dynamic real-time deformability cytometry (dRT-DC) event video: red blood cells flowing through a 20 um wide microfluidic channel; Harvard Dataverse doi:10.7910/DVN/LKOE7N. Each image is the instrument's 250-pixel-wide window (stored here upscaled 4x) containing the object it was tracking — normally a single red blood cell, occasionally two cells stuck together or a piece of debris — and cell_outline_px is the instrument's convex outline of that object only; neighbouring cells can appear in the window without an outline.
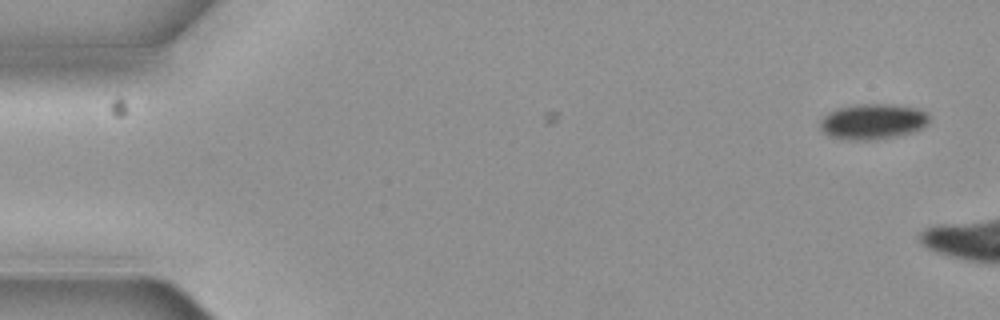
{"species": "common noctule bat (a hibernating species)", "species_latin": "Nyctalus noctula", "temperature_condition": "cold", "stored_images_in_passage": 2, "camera_frame_rate_fps": 3000, "um_per_image_px": 0.085, "animal": {"sex": "female", "body_mass_g": 19.3, "forearm_length_mm": 54.1}, "frame": {"image": 1, "passage_image": 2, "time_ms": 0.333, "image_size_px": [1000, 320], "cell_outline_px": [[928, 124], [920, 128], [908, 132], [892, 136], [852, 140], [832, 136], [824, 132], [820, 128], [820, 120], [828, 112], [836, 108], [856, 104], [892, 104], [916, 108], [924, 112], [928, 116]], "centroid_in_image_um": [74.14, 10.29], "position_along_channel_um": 10.9, "area_um2": 21.91}}